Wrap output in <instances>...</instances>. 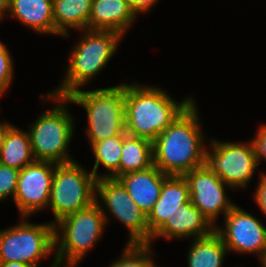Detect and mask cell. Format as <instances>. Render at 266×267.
I'll return each instance as SVG.
<instances>
[{"label":"cell","mask_w":266,"mask_h":267,"mask_svg":"<svg viewBox=\"0 0 266 267\" xmlns=\"http://www.w3.org/2000/svg\"><path fill=\"white\" fill-rule=\"evenodd\" d=\"M194 102L153 141V165L167 175L183 176L204 166V135Z\"/></svg>","instance_id":"obj_1"},{"label":"cell","mask_w":266,"mask_h":267,"mask_svg":"<svg viewBox=\"0 0 266 267\" xmlns=\"http://www.w3.org/2000/svg\"><path fill=\"white\" fill-rule=\"evenodd\" d=\"M125 84V132L154 141L193 102L174 99L160 88Z\"/></svg>","instance_id":"obj_2"},{"label":"cell","mask_w":266,"mask_h":267,"mask_svg":"<svg viewBox=\"0 0 266 267\" xmlns=\"http://www.w3.org/2000/svg\"><path fill=\"white\" fill-rule=\"evenodd\" d=\"M84 31L83 38L70 53L64 82L51 93L55 96L66 98L94 78L114 55L123 36L110 30Z\"/></svg>","instance_id":"obj_3"},{"label":"cell","mask_w":266,"mask_h":267,"mask_svg":"<svg viewBox=\"0 0 266 267\" xmlns=\"http://www.w3.org/2000/svg\"><path fill=\"white\" fill-rule=\"evenodd\" d=\"M108 221L99 200H96L87 208L57 222L54 225L55 249L59 245L54 258L57 266L60 267L66 259V264H64L66 267H75L96 241L101 238V233ZM59 230L60 232L63 231L62 234Z\"/></svg>","instance_id":"obj_4"},{"label":"cell","mask_w":266,"mask_h":267,"mask_svg":"<svg viewBox=\"0 0 266 267\" xmlns=\"http://www.w3.org/2000/svg\"><path fill=\"white\" fill-rule=\"evenodd\" d=\"M67 103H75L85 107L87 111V135L90 145L115 137L126 135L125 132V84L71 93Z\"/></svg>","instance_id":"obj_5"},{"label":"cell","mask_w":266,"mask_h":267,"mask_svg":"<svg viewBox=\"0 0 266 267\" xmlns=\"http://www.w3.org/2000/svg\"><path fill=\"white\" fill-rule=\"evenodd\" d=\"M47 95L58 103L42 112L28 131L34 159L55 164L73 162L67 151L74 130L73 117L65 105L67 98Z\"/></svg>","instance_id":"obj_6"},{"label":"cell","mask_w":266,"mask_h":267,"mask_svg":"<svg viewBox=\"0 0 266 267\" xmlns=\"http://www.w3.org/2000/svg\"><path fill=\"white\" fill-rule=\"evenodd\" d=\"M96 180L76 161L55 165L48 204L55 217L54 225L96 201Z\"/></svg>","instance_id":"obj_7"},{"label":"cell","mask_w":266,"mask_h":267,"mask_svg":"<svg viewBox=\"0 0 266 267\" xmlns=\"http://www.w3.org/2000/svg\"><path fill=\"white\" fill-rule=\"evenodd\" d=\"M54 223L26 221L0 231V262H23L38 267L55 249ZM39 262V263H38Z\"/></svg>","instance_id":"obj_8"},{"label":"cell","mask_w":266,"mask_h":267,"mask_svg":"<svg viewBox=\"0 0 266 267\" xmlns=\"http://www.w3.org/2000/svg\"><path fill=\"white\" fill-rule=\"evenodd\" d=\"M211 151H205L204 165L233 188L247 186L259 164L253 141L231 143L211 141Z\"/></svg>","instance_id":"obj_9"},{"label":"cell","mask_w":266,"mask_h":267,"mask_svg":"<svg viewBox=\"0 0 266 267\" xmlns=\"http://www.w3.org/2000/svg\"><path fill=\"white\" fill-rule=\"evenodd\" d=\"M96 193V200L100 197L109 212L130 231L128 244L151 245L152 234L148 229L147 215L135 204L118 179L111 177L97 179Z\"/></svg>","instance_id":"obj_10"},{"label":"cell","mask_w":266,"mask_h":267,"mask_svg":"<svg viewBox=\"0 0 266 267\" xmlns=\"http://www.w3.org/2000/svg\"><path fill=\"white\" fill-rule=\"evenodd\" d=\"M224 229L214 231L221 237L228 251L254 253L262 261L266 255V227L254 216L235 205L224 217Z\"/></svg>","instance_id":"obj_11"},{"label":"cell","mask_w":266,"mask_h":267,"mask_svg":"<svg viewBox=\"0 0 266 267\" xmlns=\"http://www.w3.org/2000/svg\"><path fill=\"white\" fill-rule=\"evenodd\" d=\"M189 187L190 201L213 226L220 213L226 214L235 206L226 196L231 187L205 165L183 175Z\"/></svg>","instance_id":"obj_12"},{"label":"cell","mask_w":266,"mask_h":267,"mask_svg":"<svg viewBox=\"0 0 266 267\" xmlns=\"http://www.w3.org/2000/svg\"><path fill=\"white\" fill-rule=\"evenodd\" d=\"M55 165L35 161L20 170L14 201L21 217L48 207Z\"/></svg>","instance_id":"obj_13"},{"label":"cell","mask_w":266,"mask_h":267,"mask_svg":"<svg viewBox=\"0 0 266 267\" xmlns=\"http://www.w3.org/2000/svg\"><path fill=\"white\" fill-rule=\"evenodd\" d=\"M214 229L215 226L189 200L152 235V240L157 236L166 239L190 238V236H195L194 239L201 238L209 236Z\"/></svg>","instance_id":"obj_14"},{"label":"cell","mask_w":266,"mask_h":267,"mask_svg":"<svg viewBox=\"0 0 266 267\" xmlns=\"http://www.w3.org/2000/svg\"><path fill=\"white\" fill-rule=\"evenodd\" d=\"M168 176L152 165L141 171L126 173L117 179L126 188L135 204L148 215L159 199L162 184Z\"/></svg>","instance_id":"obj_15"},{"label":"cell","mask_w":266,"mask_h":267,"mask_svg":"<svg viewBox=\"0 0 266 267\" xmlns=\"http://www.w3.org/2000/svg\"><path fill=\"white\" fill-rule=\"evenodd\" d=\"M189 200V187L184 176L169 175L162 184L159 199L147 215L150 233L153 235L181 205Z\"/></svg>","instance_id":"obj_16"},{"label":"cell","mask_w":266,"mask_h":267,"mask_svg":"<svg viewBox=\"0 0 266 267\" xmlns=\"http://www.w3.org/2000/svg\"><path fill=\"white\" fill-rule=\"evenodd\" d=\"M136 17L127 0H92L88 29L117 31L124 35Z\"/></svg>","instance_id":"obj_17"},{"label":"cell","mask_w":266,"mask_h":267,"mask_svg":"<svg viewBox=\"0 0 266 267\" xmlns=\"http://www.w3.org/2000/svg\"><path fill=\"white\" fill-rule=\"evenodd\" d=\"M53 0H10L8 12L40 34H55Z\"/></svg>","instance_id":"obj_18"},{"label":"cell","mask_w":266,"mask_h":267,"mask_svg":"<svg viewBox=\"0 0 266 267\" xmlns=\"http://www.w3.org/2000/svg\"><path fill=\"white\" fill-rule=\"evenodd\" d=\"M92 0H53V22L56 35L68 37V29H88Z\"/></svg>","instance_id":"obj_19"},{"label":"cell","mask_w":266,"mask_h":267,"mask_svg":"<svg viewBox=\"0 0 266 267\" xmlns=\"http://www.w3.org/2000/svg\"><path fill=\"white\" fill-rule=\"evenodd\" d=\"M34 162L29 132H23L13 125L5 136L0 164L21 170Z\"/></svg>","instance_id":"obj_20"},{"label":"cell","mask_w":266,"mask_h":267,"mask_svg":"<svg viewBox=\"0 0 266 267\" xmlns=\"http://www.w3.org/2000/svg\"><path fill=\"white\" fill-rule=\"evenodd\" d=\"M153 165V142L126 134L121 147L120 176Z\"/></svg>","instance_id":"obj_21"},{"label":"cell","mask_w":266,"mask_h":267,"mask_svg":"<svg viewBox=\"0 0 266 267\" xmlns=\"http://www.w3.org/2000/svg\"><path fill=\"white\" fill-rule=\"evenodd\" d=\"M228 249L213 231L209 236L195 238L188 254L189 267H221Z\"/></svg>","instance_id":"obj_22"},{"label":"cell","mask_w":266,"mask_h":267,"mask_svg":"<svg viewBox=\"0 0 266 267\" xmlns=\"http://www.w3.org/2000/svg\"><path fill=\"white\" fill-rule=\"evenodd\" d=\"M124 136L125 135H117L91 145V149L93 150L96 159L91 172L94 174L96 179L103 177L117 179L120 177L121 147ZM100 164L111 173L100 176L97 173V169Z\"/></svg>","instance_id":"obj_23"},{"label":"cell","mask_w":266,"mask_h":267,"mask_svg":"<svg viewBox=\"0 0 266 267\" xmlns=\"http://www.w3.org/2000/svg\"><path fill=\"white\" fill-rule=\"evenodd\" d=\"M150 244H127L123 254L109 267H151L154 263L150 258Z\"/></svg>","instance_id":"obj_24"},{"label":"cell","mask_w":266,"mask_h":267,"mask_svg":"<svg viewBox=\"0 0 266 267\" xmlns=\"http://www.w3.org/2000/svg\"><path fill=\"white\" fill-rule=\"evenodd\" d=\"M20 170L0 164V201L15 197Z\"/></svg>","instance_id":"obj_25"},{"label":"cell","mask_w":266,"mask_h":267,"mask_svg":"<svg viewBox=\"0 0 266 267\" xmlns=\"http://www.w3.org/2000/svg\"><path fill=\"white\" fill-rule=\"evenodd\" d=\"M13 60L10 53L0 41V95H2L9 87L13 78Z\"/></svg>","instance_id":"obj_26"},{"label":"cell","mask_w":266,"mask_h":267,"mask_svg":"<svg viewBox=\"0 0 266 267\" xmlns=\"http://www.w3.org/2000/svg\"><path fill=\"white\" fill-rule=\"evenodd\" d=\"M252 141L258 163H260L262 159L266 160V125L260 127L256 137L253 138Z\"/></svg>","instance_id":"obj_27"},{"label":"cell","mask_w":266,"mask_h":267,"mask_svg":"<svg viewBox=\"0 0 266 267\" xmlns=\"http://www.w3.org/2000/svg\"><path fill=\"white\" fill-rule=\"evenodd\" d=\"M261 175L254 196L259 208L266 215V173Z\"/></svg>","instance_id":"obj_28"},{"label":"cell","mask_w":266,"mask_h":267,"mask_svg":"<svg viewBox=\"0 0 266 267\" xmlns=\"http://www.w3.org/2000/svg\"><path fill=\"white\" fill-rule=\"evenodd\" d=\"M158 0H127L129 7L137 16L138 13H145L146 11H150L151 7Z\"/></svg>","instance_id":"obj_29"},{"label":"cell","mask_w":266,"mask_h":267,"mask_svg":"<svg viewBox=\"0 0 266 267\" xmlns=\"http://www.w3.org/2000/svg\"><path fill=\"white\" fill-rule=\"evenodd\" d=\"M12 125L13 124H9L8 122L0 123V151L5 140V136L7 132L10 130V128L12 127Z\"/></svg>","instance_id":"obj_30"},{"label":"cell","mask_w":266,"mask_h":267,"mask_svg":"<svg viewBox=\"0 0 266 267\" xmlns=\"http://www.w3.org/2000/svg\"><path fill=\"white\" fill-rule=\"evenodd\" d=\"M0 267H33L23 262H0Z\"/></svg>","instance_id":"obj_31"},{"label":"cell","mask_w":266,"mask_h":267,"mask_svg":"<svg viewBox=\"0 0 266 267\" xmlns=\"http://www.w3.org/2000/svg\"><path fill=\"white\" fill-rule=\"evenodd\" d=\"M9 6L10 0H0V20H2L3 16H5V11L9 10Z\"/></svg>","instance_id":"obj_32"},{"label":"cell","mask_w":266,"mask_h":267,"mask_svg":"<svg viewBox=\"0 0 266 267\" xmlns=\"http://www.w3.org/2000/svg\"><path fill=\"white\" fill-rule=\"evenodd\" d=\"M261 264L263 265L262 267H266V255H265L264 259L261 261Z\"/></svg>","instance_id":"obj_33"},{"label":"cell","mask_w":266,"mask_h":267,"mask_svg":"<svg viewBox=\"0 0 266 267\" xmlns=\"http://www.w3.org/2000/svg\"><path fill=\"white\" fill-rule=\"evenodd\" d=\"M52 267H58V266H57V263L55 262V260H54V262H53V264H52Z\"/></svg>","instance_id":"obj_34"}]
</instances>
